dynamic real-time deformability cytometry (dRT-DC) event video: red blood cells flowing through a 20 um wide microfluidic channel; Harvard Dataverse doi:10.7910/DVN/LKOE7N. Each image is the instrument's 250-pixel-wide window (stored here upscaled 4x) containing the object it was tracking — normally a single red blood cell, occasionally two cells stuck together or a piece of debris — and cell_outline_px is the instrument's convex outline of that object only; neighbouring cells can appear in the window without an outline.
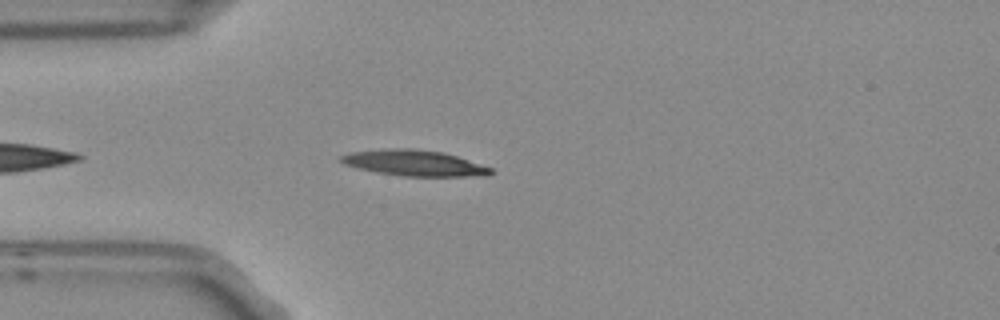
{"species": "Egyptian fruit bat (a non-hibernating species)", "species_latin": "Rousettus aegyptiacus", "temperature_condition": "room temperature", "stored_images_in_passage": 4, "camera_frame_rate_fps": 3000, "um_per_image_px": 0.085, "frame": {"image": 1, "passage_image": 4, "time_ms": 1.0, "image_size_px": [1000, 320], "cell_outline_px": [[496, 172], [488, 176], [404, 176], [376, 172], [344, 164], [340, 160], [340, 156], [352, 152], [392, 148], [412, 148], [444, 152], [492, 168]], "centroid_in_image_um": [35.26, 13.86], "position_along_channel_um": 49.7, "area_um2": 22.43}}